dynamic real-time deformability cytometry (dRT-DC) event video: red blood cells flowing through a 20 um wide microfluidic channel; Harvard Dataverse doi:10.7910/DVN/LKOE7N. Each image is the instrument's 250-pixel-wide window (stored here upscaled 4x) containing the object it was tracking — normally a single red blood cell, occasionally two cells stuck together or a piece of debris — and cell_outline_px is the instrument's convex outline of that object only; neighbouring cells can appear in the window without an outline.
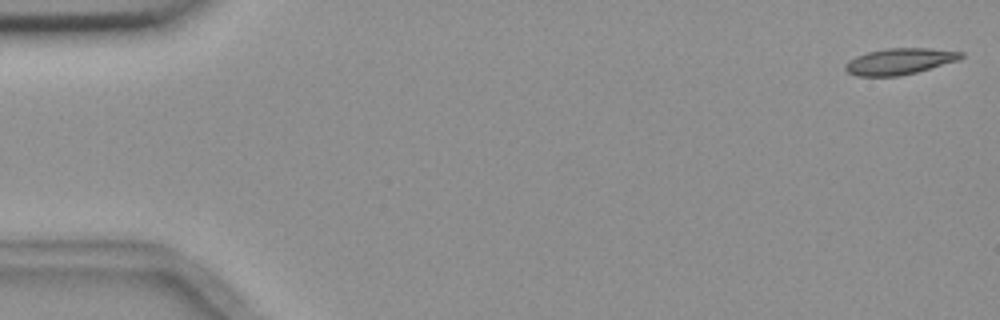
{"species": "common noctule bat (a hibernating species)", "species_latin": "Nyctalus noctula", "temperature_condition": "room temperature", "stored_images_in_passage": 4, "camera_frame_rate_fps": 3000, "um_per_image_px": 0.085, "animal": {"sex": "female", "body_mass_g": 18.4}, "frame": {"image": 1, "passage_image": 1, "time_ms": 0.0, "image_size_px": [1000, 320], "cell_outline_px": [[964, 56], [960, 60], [916, 72], [900, 76], [856, 76], [848, 72], [844, 68], [844, 64], [848, 60], [856, 56], [868, 52], [888, 48], [932, 48], [964, 52]], "centroid_in_image_um": [76.48, 5.21], "position_along_channel_um": 8.5, "area_um2": 17.8}}